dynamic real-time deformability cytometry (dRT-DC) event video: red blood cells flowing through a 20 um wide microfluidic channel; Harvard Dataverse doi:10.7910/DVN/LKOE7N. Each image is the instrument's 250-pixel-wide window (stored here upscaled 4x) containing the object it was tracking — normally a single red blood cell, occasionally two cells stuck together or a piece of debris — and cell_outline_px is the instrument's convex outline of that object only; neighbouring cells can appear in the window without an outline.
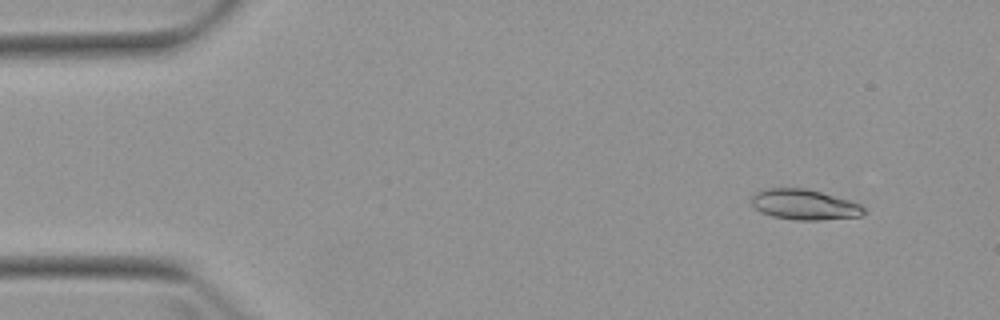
{"species": "Egyptian fruit bat (a non-hibernating species)", "species_latin": "Rousettus aegyptiacus", "temperature_condition": "warm", "stored_images_in_passage": 5, "camera_frame_rate_fps": 3000, "um_per_image_px": 0.085, "animal": {"sex": "female"}, "frame": {"image": 1, "passage_image": 2, "time_ms": 1.333, "image_size_px": [1000, 320], "cell_outline_px": [[864, 212], [860, 216], [820, 220], [796, 220], [772, 216], [760, 212], [752, 204], [752, 196], [756, 192], [764, 188], [804, 188], [852, 200], [860, 204], [864, 208]], "centroid_in_image_um": [68.36, 17.38], "position_along_channel_um": 16.6, "area_um2": 19.88}}
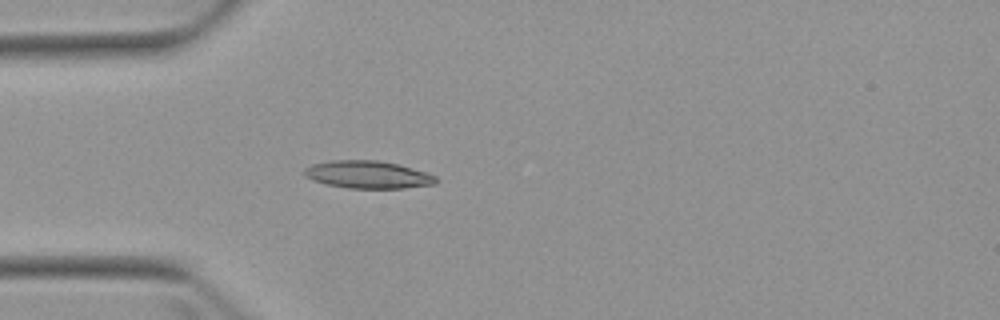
{"frame": {"image": 2, "passage_image": 5, "time_ms": 4.667, "image_size_px": [1000, 320], "cell_outline_px": [[440, 180], [436, 184], [404, 188], [348, 188], [328, 184], [312, 180], [304, 176], [304, 168], [312, 164], [332, 160], [376, 160], [400, 164], [436, 176]], "centroid_in_image_um": [31.28, 14.84], "position_along_channel_um": 53.7, "area_um2": 21.21}}